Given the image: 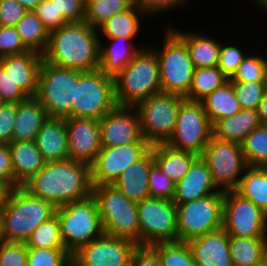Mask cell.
Wrapping results in <instances>:
<instances>
[{"label":"cell","instance_id":"1","mask_svg":"<svg viewBox=\"0 0 267 266\" xmlns=\"http://www.w3.org/2000/svg\"><path fill=\"white\" fill-rule=\"evenodd\" d=\"M21 187L57 208L92 194L91 165L72 159L48 162Z\"/></svg>","mask_w":267,"mask_h":266},{"label":"cell","instance_id":"2","mask_svg":"<svg viewBox=\"0 0 267 266\" xmlns=\"http://www.w3.org/2000/svg\"><path fill=\"white\" fill-rule=\"evenodd\" d=\"M43 60L47 63L93 71L100 67V38L98 29L85 21L69 22L49 32V41Z\"/></svg>","mask_w":267,"mask_h":266},{"label":"cell","instance_id":"3","mask_svg":"<svg viewBox=\"0 0 267 266\" xmlns=\"http://www.w3.org/2000/svg\"><path fill=\"white\" fill-rule=\"evenodd\" d=\"M56 207L16 187L5 196L0 206V240L26 242L32 232L55 215Z\"/></svg>","mask_w":267,"mask_h":266},{"label":"cell","instance_id":"4","mask_svg":"<svg viewBox=\"0 0 267 266\" xmlns=\"http://www.w3.org/2000/svg\"><path fill=\"white\" fill-rule=\"evenodd\" d=\"M114 88L117 105L128 107L162 92L157 54L149 45L114 76Z\"/></svg>","mask_w":267,"mask_h":266},{"label":"cell","instance_id":"5","mask_svg":"<svg viewBox=\"0 0 267 266\" xmlns=\"http://www.w3.org/2000/svg\"><path fill=\"white\" fill-rule=\"evenodd\" d=\"M92 195L96 199L104 234L140 245L137 203L114 185L92 186Z\"/></svg>","mask_w":267,"mask_h":266},{"label":"cell","instance_id":"6","mask_svg":"<svg viewBox=\"0 0 267 266\" xmlns=\"http://www.w3.org/2000/svg\"><path fill=\"white\" fill-rule=\"evenodd\" d=\"M65 249L73 255L82 246L104 234L96 199L88 197L57 207Z\"/></svg>","mask_w":267,"mask_h":266},{"label":"cell","instance_id":"7","mask_svg":"<svg viewBox=\"0 0 267 266\" xmlns=\"http://www.w3.org/2000/svg\"><path fill=\"white\" fill-rule=\"evenodd\" d=\"M83 71L59 67L43 60L36 98L53 119L72 117L76 85Z\"/></svg>","mask_w":267,"mask_h":266},{"label":"cell","instance_id":"8","mask_svg":"<svg viewBox=\"0 0 267 266\" xmlns=\"http://www.w3.org/2000/svg\"><path fill=\"white\" fill-rule=\"evenodd\" d=\"M163 30L162 47L150 45L157 54L161 90L185 97L189 92L195 67L186 44L169 27L164 26Z\"/></svg>","mask_w":267,"mask_h":266},{"label":"cell","instance_id":"9","mask_svg":"<svg viewBox=\"0 0 267 266\" xmlns=\"http://www.w3.org/2000/svg\"><path fill=\"white\" fill-rule=\"evenodd\" d=\"M185 97L159 92L135 106L142 137L151 145L166 144L173 135L177 114Z\"/></svg>","mask_w":267,"mask_h":266},{"label":"cell","instance_id":"10","mask_svg":"<svg viewBox=\"0 0 267 266\" xmlns=\"http://www.w3.org/2000/svg\"><path fill=\"white\" fill-rule=\"evenodd\" d=\"M116 106L113 76L100 69L81 73L76 85L72 117L100 120Z\"/></svg>","mask_w":267,"mask_h":266},{"label":"cell","instance_id":"11","mask_svg":"<svg viewBox=\"0 0 267 266\" xmlns=\"http://www.w3.org/2000/svg\"><path fill=\"white\" fill-rule=\"evenodd\" d=\"M224 192L176 205L178 241L190 240L223 227Z\"/></svg>","mask_w":267,"mask_h":266},{"label":"cell","instance_id":"12","mask_svg":"<svg viewBox=\"0 0 267 266\" xmlns=\"http://www.w3.org/2000/svg\"><path fill=\"white\" fill-rule=\"evenodd\" d=\"M213 183L218 190H236L248 164L243 155L241 144L211 137L203 153Z\"/></svg>","mask_w":267,"mask_h":266},{"label":"cell","instance_id":"13","mask_svg":"<svg viewBox=\"0 0 267 266\" xmlns=\"http://www.w3.org/2000/svg\"><path fill=\"white\" fill-rule=\"evenodd\" d=\"M212 137V124L201 101L181 102L176 127L167 145L201 156Z\"/></svg>","mask_w":267,"mask_h":266},{"label":"cell","instance_id":"14","mask_svg":"<svg viewBox=\"0 0 267 266\" xmlns=\"http://www.w3.org/2000/svg\"><path fill=\"white\" fill-rule=\"evenodd\" d=\"M140 245L177 242V207L173 201L148 197L137 202Z\"/></svg>","mask_w":267,"mask_h":266},{"label":"cell","instance_id":"15","mask_svg":"<svg viewBox=\"0 0 267 266\" xmlns=\"http://www.w3.org/2000/svg\"><path fill=\"white\" fill-rule=\"evenodd\" d=\"M222 228L233 237H267V214L235 190L226 191Z\"/></svg>","mask_w":267,"mask_h":266},{"label":"cell","instance_id":"16","mask_svg":"<svg viewBox=\"0 0 267 266\" xmlns=\"http://www.w3.org/2000/svg\"><path fill=\"white\" fill-rule=\"evenodd\" d=\"M151 147L144 138L137 143L102 147L91 164L92 186L112 185L129 166L143 158Z\"/></svg>","mask_w":267,"mask_h":266},{"label":"cell","instance_id":"17","mask_svg":"<svg viewBox=\"0 0 267 266\" xmlns=\"http://www.w3.org/2000/svg\"><path fill=\"white\" fill-rule=\"evenodd\" d=\"M137 245L131 240L103 234L71 255L73 266H130Z\"/></svg>","mask_w":267,"mask_h":266},{"label":"cell","instance_id":"18","mask_svg":"<svg viewBox=\"0 0 267 266\" xmlns=\"http://www.w3.org/2000/svg\"><path fill=\"white\" fill-rule=\"evenodd\" d=\"M99 124L102 147L127 145L143 139L135 107L117 105L99 120Z\"/></svg>","mask_w":267,"mask_h":266},{"label":"cell","instance_id":"19","mask_svg":"<svg viewBox=\"0 0 267 266\" xmlns=\"http://www.w3.org/2000/svg\"><path fill=\"white\" fill-rule=\"evenodd\" d=\"M65 126L69 159L91 165L102 148L99 120L71 117Z\"/></svg>","mask_w":267,"mask_h":266},{"label":"cell","instance_id":"20","mask_svg":"<svg viewBox=\"0 0 267 266\" xmlns=\"http://www.w3.org/2000/svg\"><path fill=\"white\" fill-rule=\"evenodd\" d=\"M42 62L43 54L32 50L0 58V64L27 97L37 95Z\"/></svg>","mask_w":267,"mask_h":266},{"label":"cell","instance_id":"21","mask_svg":"<svg viewBox=\"0 0 267 266\" xmlns=\"http://www.w3.org/2000/svg\"><path fill=\"white\" fill-rule=\"evenodd\" d=\"M218 191L206 162L199 156L185 176L176 183L173 202L176 205L184 204Z\"/></svg>","mask_w":267,"mask_h":266},{"label":"cell","instance_id":"22","mask_svg":"<svg viewBox=\"0 0 267 266\" xmlns=\"http://www.w3.org/2000/svg\"><path fill=\"white\" fill-rule=\"evenodd\" d=\"M195 262L204 266H233L229 253V235L221 228L188 242Z\"/></svg>","mask_w":267,"mask_h":266},{"label":"cell","instance_id":"23","mask_svg":"<svg viewBox=\"0 0 267 266\" xmlns=\"http://www.w3.org/2000/svg\"><path fill=\"white\" fill-rule=\"evenodd\" d=\"M165 25L186 44L190 59L192 60L195 69L216 67L218 65L221 49V42L216 39L218 37L214 38L209 36V34H204L205 31H181L168 22Z\"/></svg>","mask_w":267,"mask_h":266},{"label":"cell","instance_id":"24","mask_svg":"<svg viewBox=\"0 0 267 266\" xmlns=\"http://www.w3.org/2000/svg\"><path fill=\"white\" fill-rule=\"evenodd\" d=\"M13 172V188L21 187L44 167L42 154L35 141H12L8 144Z\"/></svg>","mask_w":267,"mask_h":266},{"label":"cell","instance_id":"25","mask_svg":"<svg viewBox=\"0 0 267 266\" xmlns=\"http://www.w3.org/2000/svg\"><path fill=\"white\" fill-rule=\"evenodd\" d=\"M154 164L152 146L143 158L129 166L112 185L129 200L140 202L150 197L148 176Z\"/></svg>","mask_w":267,"mask_h":266},{"label":"cell","instance_id":"26","mask_svg":"<svg viewBox=\"0 0 267 266\" xmlns=\"http://www.w3.org/2000/svg\"><path fill=\"white\" fill-rule=\"evenodd\" d=\"M35 142L46 163L69 159L65 120L48 116Z\"/></svg>","mask_w":267,"mask_h":266},{"label":"cell","instance_id":"27","mask_svg":"<svg viewBox=\"0 0 267 266\" xmlns=\"http://www.w3.org/2000/svg\"><path fill=\"white\" fill-rule=\"evenodd\" d=\"M106 40H100L99 69L113 77L132 61L142 48L148 46L143 43L139 46L134 45L135 40H129L125 37Z\"/></svg>","mask_w":267,"mask_h":266},{"label":"cell","instance_id":"28","mask_svg":"<svg viewBox=\"0 0 267 266\" xmlns=\"http://www.w3.org/2000/svg\"><path fill=\"white\" fill-rule=\"evenodd\" d=\"M260 125L257 110L241 109L233 116L215 121L212 124V136L223 141L242 144L245 138Z\"/></svg>","mask_w":267,"mask_h":266},{"label":"cell","instance_id":"29","mask_svg":"<svg viewBox=\"0 0 267 266\" xmlns=\"http://www.w3.org/2000/svg\"><path fill=\"white\" fill-rule=\"evenodd\" d=\"M47 118L45 108L36 97H28L18 103L12 141H35Z\"/></svg>","mask_w":267,"mask_h":266},{"label":"cell","instance_id":"30","mask_svg":"<svg viewBox=\"0 0 267 266\" xmlns=\"http://www.w3.org/2000/svg\"><path fill=\"white\" fill-rule=\"evenodd\" d=\"M146 18L147 16L137 6L133 5L130 9L119 12L105 21L98 28L99 38L105 40L125 37L134 40L141 35L142 25L140 24Z\"/></svg>","mask_w":267,"mask_h":266},{"label":"cell","instance_id":"31","mask_svg":"<svg viewBox=\"0 0 267 266\" xmlns=\"http://www.w3.org/2000/svg\"><path fill=\"white\" fill-rule=\"evenodd\" d=\"M198 157L194 153L176 150L167 144L153 145L154 163L175 183L185 176Z\"/></svg>","mask_w":267,"mask_h":266},{"label":"cell","instance_id":"32","mask_svg":"<svg viewBox=\"0 0 267 266\" xmlns=\"http://www.w3.org/2000/svg\"><path fill=\"white\" fill-rule=\"evenodd\" d=\"M201 102L211 124L219 119L233 116L241 110L230 81L208 94Z\"/></svg>","mask_w":267,"mask_h":266},{"label":"cell","instance_id":"33","mask_svg":"<svg viewBox=\"0 0 267 266\" xmlns=\"http://www.w3.org/2000/svg\"><path fill=\"white\" fill-rule=\"evenodd\" d=\"M235 191L267 214V167L248 166Z\"/></svg>","mask_w":267,"mask_h":266},{"label":"cell","instance_id":"34","mask_svg":"<svg viewBox=\"0 0 267 266\" xmlns=\"http://www.w3.org/2000/svg\"><path fill=\"white\" fill-rule=\"evenodd\" d=\"M267 237L229 236V253L233 266H253L263 260Z\"/></svg>","mask_w":267,"mask_h":266},{"label":"cell","instance_id":"35","mask_svg":"<svg viewBox=\"0 0 267 266\" xmlns=\"http://www.w3.org/2000/svg\"><path fill=\"white\" fill-rule=\"evenodd\" d=\"M23 44L32 51L43 54L49 41V31L33 10H29L15 25Z\"/></svg>","mask_w":267,"mask_h":266},{"label":"cell","instance_id":"36","mask_svg":"<svg viewBox=\"0 0 267 266\" xmlns=\"http://www.w3.org/2000/svg\"><path fill=\"white\" fill-rule=\"evenodd\" d=\"M229 79L216 67L197 68L194 70L191 85L185 99L201 101L215 89L223 87Z\"/></svg>","mask_w":267,"mask_h":266},{"label":"cell","instance_id":"37","mask_svg":"<svg viewBox=\"0 0 267 266\" xmlns=\"http://www.w3.org/2000/svg\"><path fill=\"white\" fill-rule=\"evenodd\" d=\"M134 5V0H87L84 21L98 29L113 15L128 10Z\"/></svg>","mask_w":267,"mask_h":266},{"label":"cell","instance_id":"38","mask_svg":"<svg viewBox=\"0 0 267 266\" xmlns=\"http://www.w3.org/2000/svg\"><path fill=\"white\" fill-rule=\"evenodd\" d=\"M25 244L27 248L65 249L57 215L40 224Z\"/></svg>","mask_w":267,"mask_h":266},{"label":"cell","instance_id":"39","mask_svg":"<svg viewBox=\"0 0 267 266\" xmlns=\"http://www.w3.org/2000/svg\"><path fill=\"white\" fill-rule=\"evenodd\" d=\"M160 259L161 266H196L188 242H167L151 246Z\"/></svg>","mask_w":267,"mask_h":266},{"label":"cell","instance_id":"40","mask_svg":"<svg viewBox=\"0 0 267 266\" xmlns=\"http://www.w3.org/2000/svg\"><path fill=\"white\" fill-rule=\"evenodd\" d=\"M241 146L248 166L267 167V125L253 130Z\"/></svg>","mask_w":267,"mask_h":266},{"label":"cell","instance_id":"41","mask_svg":"<svg viewBox=\"0 0 267 266\" xmlns=\"http://www.w3.org/2000/svg\"><path fill=\"white\" fill-rule=\"evenodd\" d=\"M251 53V54H250ZM246 55L230 82H266L267 56L256 52ZM254 53V54H253Z\"/></svg>","mask_w":267,"mask_h":266},{"label":"cell","instance_id":"42","mask_svg":"<svg viewBox=\"0 0 267 266\" xmlns=\"http://www.w3.org/2000/svg\"><path fill=\"white\" fill-rule=\"evenodd\" d=\"M66 249L28 248L26 266H71Z\"/></svg>","mask_w":267,"mask_h":266},{"label":"cell","instance_id":"43","mask_svg":"<svg viewBox=\"0 0 267 266\" xmlns=\"http://www.w3.org/2000/svg\"><path fill=\"white\" fill-rule=\"evenodd\" d=\"M241 109L257 110L264 92L266 82H231Z\"/></svg>","mask_w":267,"mask_h":266},{"label":"cell","instance_id":"44","mask_svg":"<svg viewBox=\"0 0 267 266\" xmlns=\"http://www.w3.org/2000/svg\"><path fill=\"white\" fill-rule=\"evenodd\" d=\"M149 194L151 198L173 201L176 183L154 164L148 176Z\"/></svg>","mask_w":267,"mask_h":266},{"label":"cell","instance_id":"45","mask_svg":"<svg viewBox=\"0 0 267 266\" xmlns=\"http://www.w3.org/2000/svg\"><path fill=\"white\" fill-rule=\"evenodd\" d=\"M220 41L221 49L217 67L230 80L249 51L246 52V50L240 49L241 47L236 43L232 44L231 42L229 44L228 42L227 44L226 41Z\"/></svg>","mask_w":267,"mask_h":266},{"label":"cell","instance_id":"46","mask_svg":"<svg viewBox=\"0 0 267 266\" xmlns=\"http://www.w3.org/2000/svg\"><path fill=\"white\" fill-rule=\"evenodd\" d=\"M27 254L25 242L0 240V266H26Z\"/></svg>","mask_w":267,"mask_h":266},{"label":"cell","instance_id":"47","mask_svg":"<svg viewBox=\"0 0 267 266\" xmlns=\"http://www.w3.org/2000/svg\"><path fill=\"white\" fill-rule=\"evenodd\" d=\"M30 51L22 42L15 26H0V58Z\"/></svg>","mask_w":267,"mask_h":266},{"label":"cell","instance_id":"48","mask_svg":"<svg viewBox=\"0 0 267 266\" xmlns=\"http://www.w3.org/2000/svg\"><path fill=\"white\" fill-rule=\"evenodd\" d=\"M33 11L49 32L69 23L62 13H58L54 2L51 0H42Z\"/></svg>","mask_w":267,"mask_h":266},{"label":"cell","instance_id":"49","mask_svg":"<svg viewBox=\"0 0 267 266\" xmlns=\"http://www.w3.org/2000/svg\"><path fill=\"white\" fill-rule=\"evenodd\" d=\"M187 3H190V0H134V5L150 18L183 6L186 7L185 5L188 7Z\"/></svg>","mask_w":267,"mask_h":266},{"label":"cell","instance_id":"50","mask_svg":"<svg viewBox=\"0 0 267 266\" xmlns=\"http://www.w3.org/2000/svg\"><path fill=\"white\" fill-rule=\"evenodd\" d=\"M0 98L4 103L18 104L28 97L14 83L9 72L0 64Z\"/></svg>","mask_w":267,"mask_h":266},{"label":"cell","instance_id":"51","mask_svg":"<svg viewBox=\"0 0 267 266\" xmlns=\"http://www.w3.org/2000/svg\"><path fill=\"white\" fill-rule=\"evenodd\" d=\"M17 104L4 103L0 109V144L12 142Z\"/></svg>","mask_w":267,"mask_h":266},{"label":"cell","instance_id":"52","mask_svg":"<svg viewBox=\"0 0 267 266\" xmlns=\"http://www.w3.org/2000/svg\"><path fill=\"white\" fill-rule=\"evenodd\" d=\"M54 2L58 13H62L68 22H81L85 18L84 0H51Z\"/></svg>","mask_w":267,"mask_h":266},{"label":"cell","instance_id":"53","mask_svg":"<svg viewBox=\"0 0 267 266\" xmlns=\"http://www.w3.org/2000/svg\"><path fill=\"white\" fill-rule=\"evenodd\" d=\"M27 11L17 0H0V26H15Z\"/></svg>","mask_w":267,"mask_h":266},{"label":"cell","instance_id":"54","mask_svg":"<svg viewBox=\"0 0 267 266\" xmlns=\"http://www.w3.org/2000/svg\"><path fill=\"white\" fill-rule=\"evenodd\" d=\"M130 266H161L158 253L146 245H137L132 253Z\"/></svg>","mask_w":267,"mask_h":266},{"label":"cell","instance_id":"55","mask_svg":"<svg viewBox=\"0 0 267 266\" xmlns=\"http://www.w3.org/2000/svg\"><path fill=\"white\" fill-rule=\"evenodd\" d=\"M0 183L8 191L13 189L12 159L8 144H0Z\"/></svg>","mask_w":267,"mask_h":266},{"label":"cell","instance_id":"56","mask_svg":"<svg viewBox=\"0 0 267 266\" xmlns=\"http://www.w3.org/2000/svg\"><path fill=\"white\" fill-rule=\"evenodd\" d=\"M261 125H267V88L257 109Z\"/></svg>","mask_w":267,"mask_h":266},{"label":"cell","instance_id":"57","mask_svg":"<svg viewBox=\"0 0 267 266\" xmlns=\"http://www.w3.org/2000/svg\"><path fill=\"white\" fill-rule=\"evenodd\" d=\"M23 7H25L28 11L34 10V8L42 1V0H17Z\"/></svg>","mask_w":267,"mask_h":266},{"label":"cell","instance_id":"58","mask_svg":"<svg viewBox=\"0 0 267 266\" xmlns=\"http://www.w3.org/2000/svg\"><path fill=\"white\" fill-rule=\"evenodd\" d=\"M256 8L261 12L265 11V14L267 13V0H259L255 5Z\"/></svg>","mask_w":267,"mask_h":266},{"label":"cell","instance_id":"59","mask_svg":"<svg viewBox=\"0 0 267 266\" xmlns=\"http://www.w3.org/2000/svg\"><path fill=\"white\" fill-rule=\"evenodd\" d=\"M7 189L0 183V206L4 203Z\"/></svg>","mask_w":267,"mask_h":266},{"label":"cell","instance_id":"60","mask_svg":"<svg viewBox=\"0 0 267 266\" xmlns=\"http://www.w3.org/2000/svg\"><path fill=\"white\" fill-rule=\"evenodd\" d=\"M263 260L265 261V263L267 264V240L264 246V256H263Z\"/></svg>","mask_w":267,"mask_h":266},{"label":"cell","instance_id":"61","mask_svg":"<svg viewBox=\"0 0 267 266\" xmlns=\"http://www.w3.org/2000/svg\"><path fill=\"white\" fill-rule=\"evenodd\" d=\"M253 266H267V264L265 263L264 260H262L261 262L254 264Z\"/></svg>","mask_w":267,"mask_h":266},{"label":"cell","instance_id":"62","mask_svg":"<svg viewBox=\"0 0 267 266\" xmlns=\"http://www.w3.org/2000/svg\"><path fill=\"white\" fill-rule=\"evenodd\" d=\"M3 105H4V102L0 98V109L2 108Z\"/></svg>","mask_w":267,"mask_h":266},{"label":"cell","instance_id":"63","mask_svg":"<svg viewBox=\"0 0 267 266\" xmlns=\"http://www.w3.org/2000/svg\"><path fill=\"white\" fill-rule=\"evenodd\" d=\"M258 1L259 0H251L250 2H252L255 5Z\"/></svg>","mask_w":267,"mask_h":266}]
</instances>
